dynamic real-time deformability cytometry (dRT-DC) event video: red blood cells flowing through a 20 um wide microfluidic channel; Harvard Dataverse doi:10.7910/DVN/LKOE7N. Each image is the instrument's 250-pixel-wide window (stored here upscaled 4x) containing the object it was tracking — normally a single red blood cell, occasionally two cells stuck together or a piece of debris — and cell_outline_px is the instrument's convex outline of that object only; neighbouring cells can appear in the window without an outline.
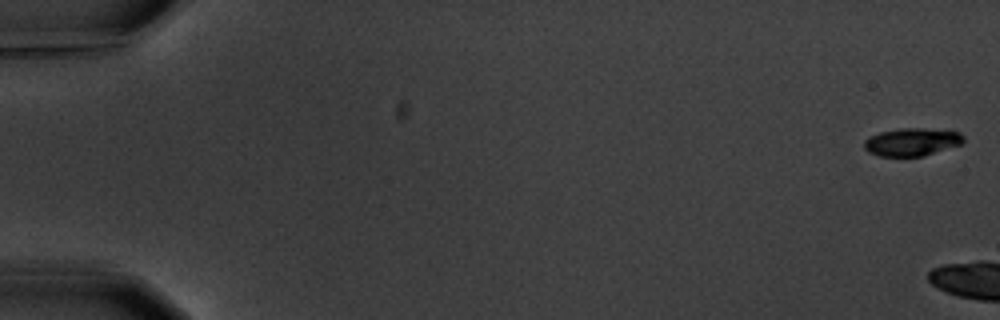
{"species": "common noctule bat (a hibernating species)", "species_latin": "Nyctalus noctula", "temperature_condition": "warm", "stored_images_in_passage": 8, "camera_frame_rate_fps": 3000, "um_per_image_px": 0.085, "animal": {"sex": "male", "body_mass_g": 20.1, "forearm_length_mm": 53.5}, "frame": {"image": 1, "passage_image": 1, "time_ms": 0.0, "image_size_px": [1000, 320], "cell_outline_px": [[964, 140], [960, 144], [924, 156], [880, 156], [868, 152], [864, 148], [864, 140], [868, 136], [880, 132], [900, 128], [924, 128], [960, 132], [964, 136]], "centroid_in_image_um": [77.48, 12.06], "position_along_channel_um": 7.5, "area_um2": 16.13}}
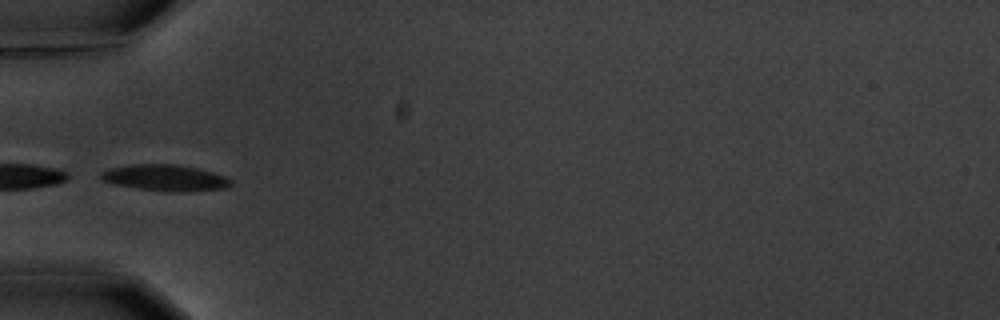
{"frame": {"image": 2, "passage_image": 7, "time_ms": 8.0, "image_size_px": [1000, 320], "cell_outline_px": [[232, 184], [224, 188], [188, 192], [172, 192], [136, 188], [112, 184], [104, 180], [100, 176], [100, 172], [108, 168], [132, 164], [176, 164], [200, 168], [224, 176], [232, 180]], "centroid_in_image_um": [14.03, 15.11], "position_along_channel_um": 71.0, "area_um2": 20.06}}